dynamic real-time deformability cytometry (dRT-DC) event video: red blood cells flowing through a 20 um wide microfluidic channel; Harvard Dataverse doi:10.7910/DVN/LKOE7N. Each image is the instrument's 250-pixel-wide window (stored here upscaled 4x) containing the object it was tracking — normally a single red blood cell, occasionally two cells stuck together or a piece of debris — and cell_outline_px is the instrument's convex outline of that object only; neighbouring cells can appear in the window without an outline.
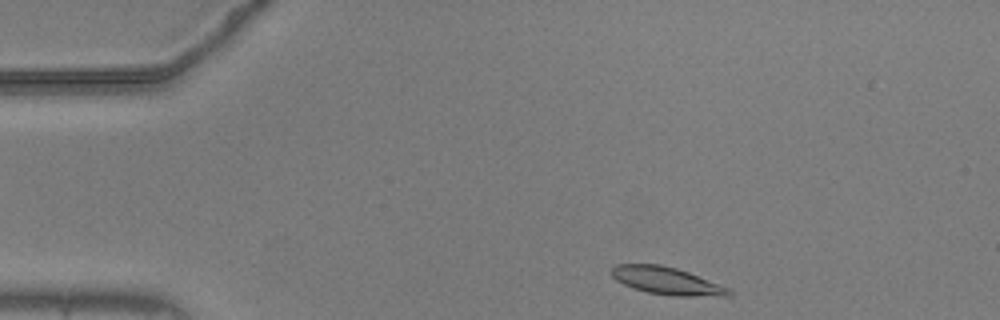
{"species": "common noctule bat (a hibernating species)", "species_latin": "Nyctalus noctula", "temperature_condition": "warm", "stored_images_in_passage": 47, "camera_frame_rate_fps": 3000, "um_per_image_px": 0.085, "animal": {"sex": "male", "body_mass_g": 20.5, "forearm_length_mm": 52.5}, "frame": {"image": 1, "passage_image": 1, "time_ms": 0.0, "image_size_px": [1000, 320], "cell_outline_px": [[736, 292], [732, 296], [672, 296], [648, 292], [632, 288], [616, 280], [612, 276], [612, 268], [616, 264], [660, 264], [676, 268], [688, 272], [732, 288]], "centroid_in_image_um": [56.76, 23.88], "position_along_channel_um": 28.2, "area_um2": 19.02}}
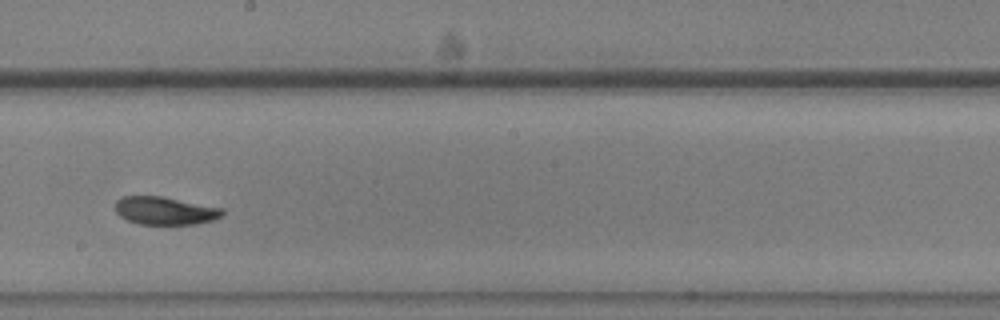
{"frame": {"image": 2, "passage_image": 23, "time_ms": 7.333, "image_size_px": [1000, 320], "cell_outline_px": [[224, 212], [220, 216], [212, 220], [196, 224], [140, 224], [128, 220], [120, 216], [116, 212], [116, 200], [120, 196], [160, 196], [224, 208]], "centroid_in_image_um": [14.01, 17.9], "position_along_channel_um": 234.2, "area_um2": 17.34}}
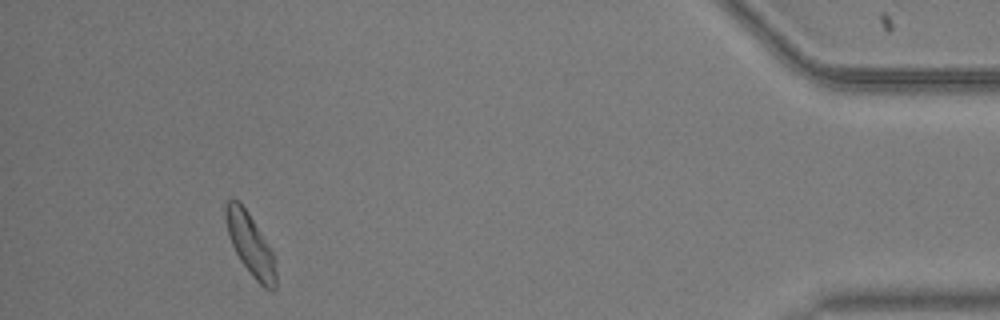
{"frame": {"image": 3, "passage_image": 43, "time_ms": 14.0, "image_size_px": [1000, 320], "cell_outline_px": [[276, 288], [272, 292], [264, 288], [252, 276], [240, 260], [228, 236], [224, 216], [224, 200], [240, 200], [248, 212], [272, 252], [276, 272]], "centroid_in_image_um": [21.24, 20.77], "position_along_channel_um": 414.0, "area_um2": 18.03}, "authors_computed_cell_mechanics": {"area_um2": 18.0336, "velocity_mm_per_s": 3.6397, "shape_relaxation_time_tau1_ms": 2.7068, "shape_relaxation_time_tau2_ms": null, "deformation_change_tau1": 0.1137, "deformation_change_tau2": null}}